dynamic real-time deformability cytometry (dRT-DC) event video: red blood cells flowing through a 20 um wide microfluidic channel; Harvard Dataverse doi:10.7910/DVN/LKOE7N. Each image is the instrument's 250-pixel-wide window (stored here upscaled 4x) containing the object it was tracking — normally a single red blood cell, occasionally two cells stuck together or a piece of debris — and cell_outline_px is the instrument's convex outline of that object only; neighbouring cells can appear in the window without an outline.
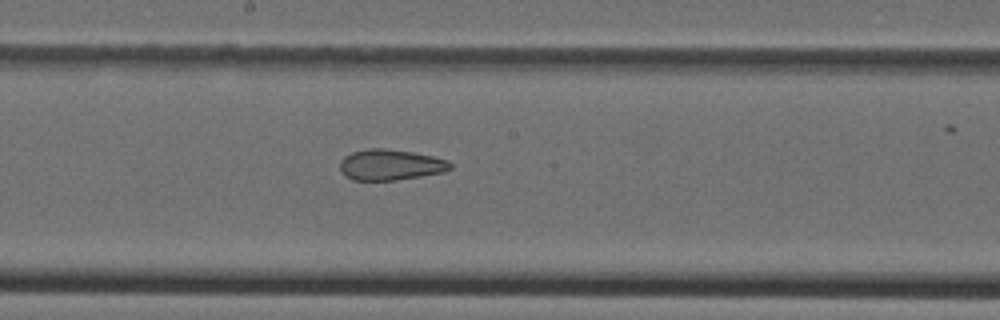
{"species": "Egyptian fruit bat (a non-hibernating species)", "species_latin": "Rousettus aegyptiacus", "temperature_condition": "cold", "stored_images_in_passage": 8, "camera_frame_rate_fps": 3000, "um_per_image_px": 0.085, "animal": {"sex": "female"}, "frame": {"image": 1, "passage_image": 8, "time_ms": 9.0, "image_size_px": [1000, 320], "cell_outline_px": [[452, 168], [444, 172], [396, 180], [352, 180], [344, 176], [340, 168], [340, 160], [344, 156], [352, 152], [368, 148], [384, 148], [412, 152], [432, 156], [448, 160], [452, 164]], "centroid_in_image_um": [33.17, 14.0], "position_along_channel_um": 215.0, "area_um2": 19.88}}